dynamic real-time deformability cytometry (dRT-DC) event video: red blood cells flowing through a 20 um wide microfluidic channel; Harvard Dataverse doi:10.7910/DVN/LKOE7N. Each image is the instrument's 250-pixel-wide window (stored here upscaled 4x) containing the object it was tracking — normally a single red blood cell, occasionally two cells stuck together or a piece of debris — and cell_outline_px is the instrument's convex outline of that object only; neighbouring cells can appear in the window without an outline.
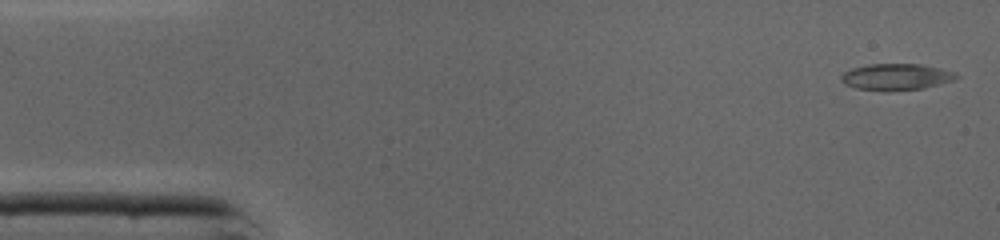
{"species": "common noctule bat (a hibernating species)", "species_latin": "Nyctalus noctula", "temperature_condition": "cold", "stored_images_in_passage": 13, "camera_frame_rate_fps": 3000, "um_per_image_px": 0.085, "animal": {"sex": "male", "body_mass_g": 19.0, "forearm_length_mm": 50.8}, "frame": {"image": 1, "passage_image": 1, "time_ms": 0.0, "image_size_px": [1000, 240], "cell_outline_px": [[960, 76], [952, 80], [920, 88], [856, 88], [844, 84], [840, 80], [840, 76], [844, 72], [852, 68], [868, 64], [920, 64], [940, 68], [956, 72]], "centroid_in_image_um": [76.16, 6.47], "position_along_channel_um": 8.8, "area_um2": 16.82}}